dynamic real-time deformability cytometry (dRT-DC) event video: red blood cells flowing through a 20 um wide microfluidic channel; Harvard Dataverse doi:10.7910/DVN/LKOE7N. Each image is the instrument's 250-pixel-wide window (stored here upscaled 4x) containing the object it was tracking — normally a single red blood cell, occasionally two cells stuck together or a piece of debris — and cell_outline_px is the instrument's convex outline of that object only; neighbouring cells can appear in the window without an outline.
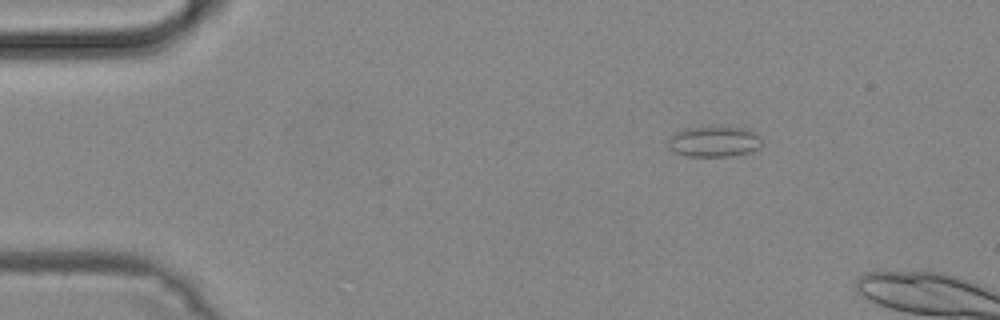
{"species": "common noctule bat (a hibernating species)", "species_latin": "Nyctalus noctula", "temperature_condition": "cold", "stored_images_in_passage": 4, "camera_frame_rate_fps": 3000, "um_per_image_px": 0.085, "animal": {"sex": "male", "body_mass_g": 19.2, "forearm_length_mm": 51.8}, "frame": {"image": 1, "passage_image": 1, "time_ms": 0.0, "image_size_px": [1000, 320], "cell_outline_px": [[764, 144], [760, 148], [748, 152], [732, 156], [688, 156], [676, 152], [668, 148], [668, 140], [676, 132], [684, 128], [744, 128], [760, 136], [764, 140]], "centroid_in_image_um": [60.74, 12.05], "position_along_channel_um": 24.3, "area_um2": 16.53}}